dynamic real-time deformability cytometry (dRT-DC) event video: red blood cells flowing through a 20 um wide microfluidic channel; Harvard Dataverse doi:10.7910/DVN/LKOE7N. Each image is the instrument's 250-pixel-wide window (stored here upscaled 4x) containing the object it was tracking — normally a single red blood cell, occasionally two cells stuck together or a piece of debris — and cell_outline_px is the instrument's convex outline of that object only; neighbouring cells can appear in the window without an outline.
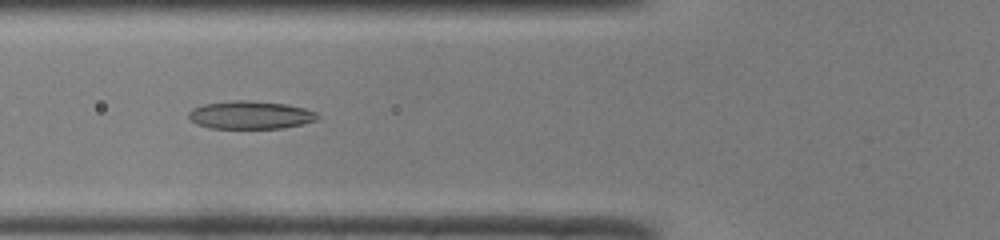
{"species": "common noctule bat (a hibernating species)", "species_latin": "Nyctalus noctula", "temperature_condition": "room temperature", "stored_images_in_passage": 49, "camera_frame_rate_fps": 3000, "um_per_image_px": 0.085, "animal": {"sex": "male", "body_mass_g": 19.0, "forearm_length_mm": 50.8}, "frame": {"image": 1, "passage_image": 18, "time_ms": 5.667, "image_size_px": [1000, 240], "cell_outline_px": [[320, 116], [316, 120], [284, 128], [212, 128], [196, 124], [188, 116], [188, 112], [192, 108], [204, 104], [236, 100], [248, 100], [284, 104], [304, 108], [316, 112]], "centroid_in_image_um": [21.27, 9.77], "position_along_channel_um": 104.5, "area_um2": 20.87}}
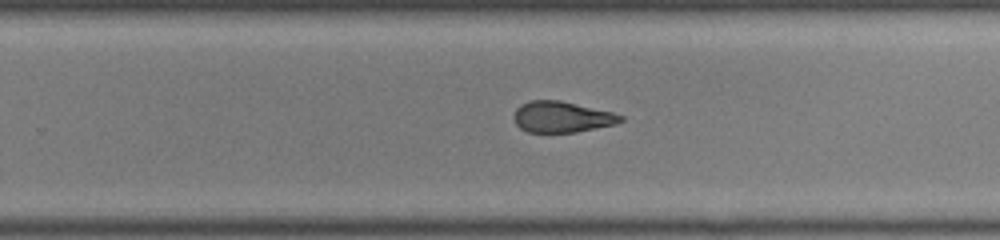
{"frame": {"image": 2, "passage_image": 31, "time_ms": 10.0, "image_size_px": [1000, 240], "cell_outline_px": [[624, 120], [616, 124], [576, 132], [528, 132], [520, 128], [516, 124], [512, 116], [516, 108], [520, 104], [528, 100], [560, 100], [612, 112], [624, 116]], "centroid_in_image_um": [47.73, 9.93], "position_along_channel_um": 282.1, "area_um2": 19.42}}
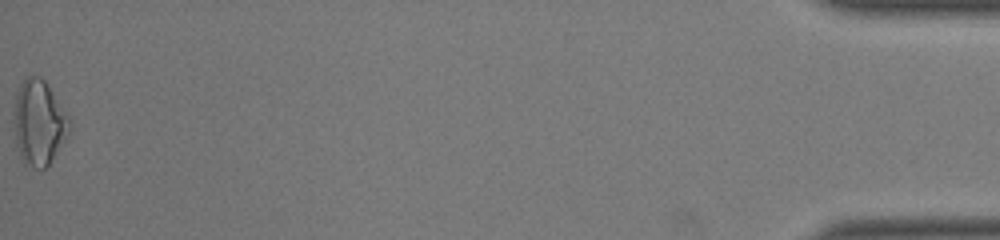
{"frame": {"image": 3, "passage_image": 49, "time_ms": 16.0, "image_size_px": [1000, 240], "cell_outline_px": [[72, 124], [68, 136], [48, 164], [44, 168], [36, 168], [28, 164], [20, 156], [16, 144], [12, 120], [12, 112], [16, 96], [20, 84], [28, 76], [40, 76], [44, 80], [72, 120]], "centroid_in_image_um": [3.3, 10.4], "position_along_channel_um": 431.9, "area_um2": 27.63}, "authors_computed_cell_mechanics": {"area_um2": 20.9236, "velocity_mm_per_s": 4.106, "shape_relaxation_time_tau1_ms": null, "shape_relaxation_time_tau2_ms": 2.7247, "deformation_change_tau1": null, "deformation_change_tau2": 0.1123}}